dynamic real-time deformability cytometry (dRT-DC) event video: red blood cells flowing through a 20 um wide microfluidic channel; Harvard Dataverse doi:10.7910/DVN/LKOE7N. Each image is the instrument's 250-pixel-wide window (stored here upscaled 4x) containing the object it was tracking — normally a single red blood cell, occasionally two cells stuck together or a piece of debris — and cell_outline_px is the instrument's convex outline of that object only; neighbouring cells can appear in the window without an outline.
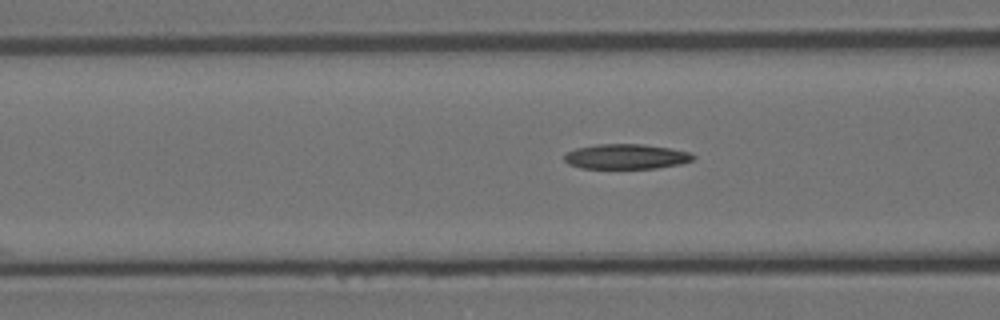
{"species": "Egyptian fruit bat (a non-hibernating species)", "species_latin": "Rousettus aegyptiacus", "temperature_condition": "room temperature", "stored_images_in_passage": 12, "camera_frame_rate_fps": 3000, "um_per_image_px": 0.085, "animal": {"sex": "female"}, "frame": {"image": 1, "passage_image": 7, "time_ms": 2.0, "image_size_px": [1000, 320], "cell_outline_px": [[696, 156], [692, 160], [680, 164], [656, 168], [580, 168], [568, 164], [564, 160], [564, 156], [568, 152], [576, 148], [596, 144], [644, 144], [668, 148], [688, 152]], "centroid_in_image_um": [53.2, 13.3], "position_along_channel_um": 113.4, "area_um2": 18.67}}
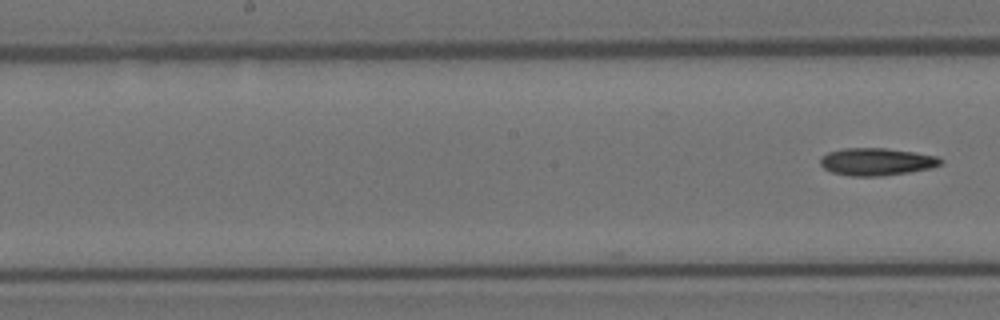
{"frame": {"image": 2, "passage_image": 12, "time_ms": 3.667, "image_size_px": [1000, 320], "cell_outline_px": [[944, 164], [932, 168], [908, 172], [880, 176], [848, 176], [832, 172], [824, 168], [820, 164], [820, 160], [828, 152], [844, 148], [888, 148], [940, 156], [944, 160]], "centroid_in_image_um": [74.58, 13.74], "position_along_channel_um": 173.6, "area_um2": 19.42}}